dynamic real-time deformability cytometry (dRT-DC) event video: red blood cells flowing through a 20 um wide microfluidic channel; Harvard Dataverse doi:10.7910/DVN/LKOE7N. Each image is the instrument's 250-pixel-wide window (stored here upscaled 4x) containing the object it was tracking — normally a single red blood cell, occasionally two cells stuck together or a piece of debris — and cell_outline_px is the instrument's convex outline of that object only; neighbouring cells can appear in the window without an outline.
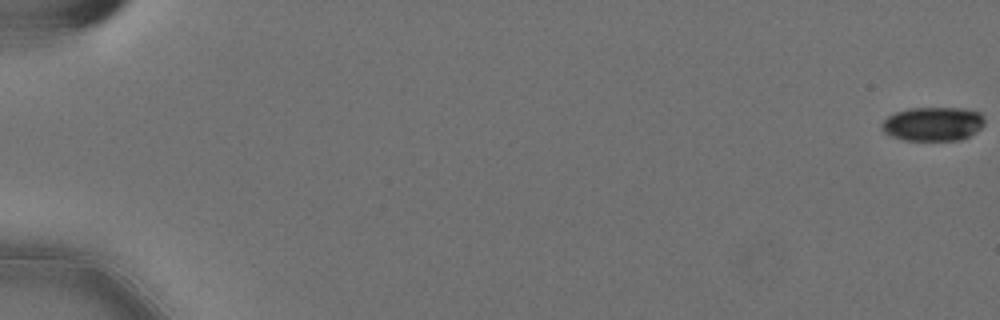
{"species": "Egyptian fruit bat (a non-hibernating species)", "species_latin": "Rousettus aegyptiacus", "temperature_condition": "cold", "stored_images_in_passage": 59, "camera_frame_rate_fps": 3000, "um_per_image_px": 0.085, "animal": {"sex": "female"}, "frame": {"image": 1, "passage_image": 1, "time_ms": 0.0, "image_size_px": [1000, 320], "cell_outline_px": [[984, 124], [976, 132], [960, 140], [904, 140], [892, 136], [884, 132], [880, 128], [880, 124], [888, 116], [896, 112], [908, 108], [964, 108], [980, 112], [984, 116]], "centroid_in_image_um": [79.3, 10.52], "position_along_channel_um": 5.7, "area_um2": 20.46}}
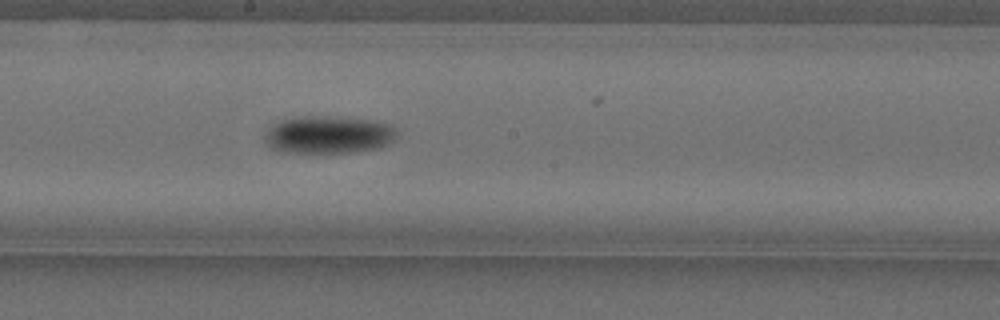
{"frame": {"image": 2, "passage_image": 34, "time_ms": 11.0, "image_size_px": [1000, 320], "cell_outline_px": [[396, 136], [392, 140], [376, 148], [356, 152], [288, 152], [272, 148], [264, 140], [268, 128], [272, 124], [280, 120], [292, 116], [328, 116], [372, 120], [388, 124], [396, 128]], "centroid_in_image_um": [27.88, 11.43], "position_along_channel_um": 220.3, "area_um2": 28.78}}
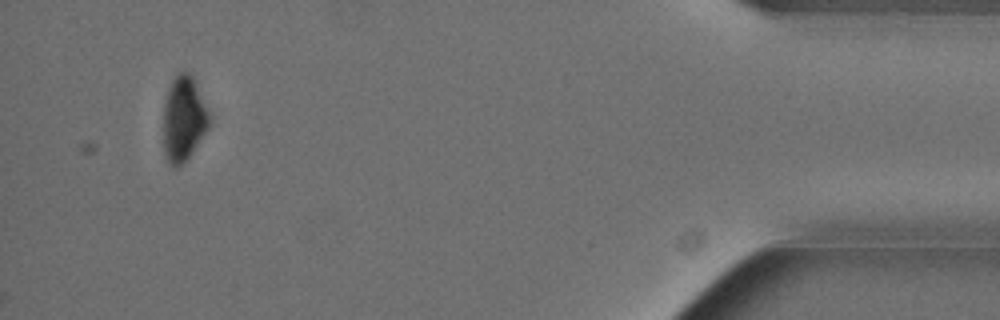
{"frame": {"image": 3, "passage_image": 56, "time_ms": 18.333, "image_size_px": [1000, 320], "cell_outline_px": [[208, 128], [192, 152], [180, 164], [168, 164], [164, 152], [164, 104], [168, 88], [172, 80], [180, 72], [192, 72], [196, 80], [208, 112]], "centroid_in_image_um": [15.6, 10.02], "position_along_channel_um": 419.6, "area_um2": 22.31}, "authors_computed_cell_mechanics": {"area_um2": 24.7962, "velocity_mm_per_s": 3.5983, "shape_relaxation_time_tau1_ms": 2.9678, "shape_relaxation_time_tau2_ms": null, "deformation_change_tau1": 0.111, "deformation_change_tau2": null}}